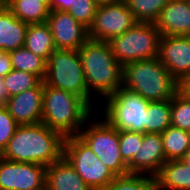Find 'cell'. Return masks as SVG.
I'll return each instance as SVG.
<instances>
[{"label":"cell","mask_w":190,"mask_h":190,"mask_svg":"<svg viewBox=\"0 0 190 190\" xmlns=\"http://www.w3.org/2000/svg\"><path fill=\"white\" fill-rule=\"evenodd\" d=\"M165 162L161 133H143L138 152L127 168L129 173L156 176Z\"/></svg>","instance_id":"5bb4252c"},{"label":"cell","mask_w":190,"mask_h":190,"mask_svg":"<svg viewBox=\"0 0 190 190\" xmlns=\"http://www.w3.org/2000/svg\"><path fill=\"white\" fill-rule=\"evenodd\" d=\"M27 28V23L16 18L3 2L0 4V51L22 48Z\"/></svg>","instance_id":"ac0fdd59"},{"label":"cell","mask_w":190,"mask_h":190,"mask_svg":"<svg viewBox=\"0 0 190 190\" xmlns=\"http://www.w3.org/2000/svg\"><path fill=\"white\" fill-rule=\"evenodd\" d=\"M171 125V99L149 102L144 133H162Z\"/></svg>","instance_id":"cb8c5ba5"},{"label":"cell","mask_w":190,"mask_h":190,"mask_svg":"<svg viewBox=\"0 0 190 190\" xmlns=\"http://www.w3.org/2000/svg\"><path fill=\"white\" fill-rule=\"evenodd\" d=\"M181 160L190 166V149L184 154V156L181 158Z\"/></svg>","instance_id":"d590c367"},{"label":"cell","mask_w":190,"mask_h":190,"mask_svg":"<svg viewBox=\"0 0 190 190\" xmlns=\"http://www.w3.org/2000/svg\"><path fill=\"white\" fill-rule=\"evenodd\" d=\"M9 53L12 69L35 74L44 81L47 61L43 57L35 55L24 47Z\"/></svg>","instance_id":"603a6c76"},{"label":"cell","mask_w":190,"mask_h":190,"mask_svg":"<svg viewBox=\"0 0 190 190\" xmlns=\"http://www.w3.org/2000/svg\"><path fill=\"white\" fill-rule=\"evenodd\" d=\"M18 125L6 107L0 106V154L6 148Z\"/></svg>","instance_id":"4dcf8cb0"},{"label":"cell","mask_w":190,"mask_h":190,"mask_svg":"<svg viewBox=\"0 0 190 190\" xmlns=\"http://www.w3.org/2000/svg\"><path fill=\"white\" fill-rule=\"evenodd\" d=\"M47 167L0 157V190H46Z\"/></svg>","instance_id":"8fae6325"},{"label":"cell","mask_w":190,"mask_h":190,"mask_svg":"<svg viewBox=\"0 0 190 190\" xmlns=\"http://www.w3.org/2000/svg\"><path fill=\"white\" fill-rule=\"evenodd\" d=\"M10 71H12L10 53L0 51V77L4 78Z\"/></svg>","instance_id":"1f68e13d"},{"label":"cell","mask_w":190,"mask_h":190,"mask_svg":"<svg viewBox=\"0 0 190 190\" xmlns=\"http://www.w3.org/2000/svg\"><path fill=\"white\" fill-rule=\"evenodd\" d=\"M44 83L81 97L95 109L78 50L56 49L47 59Z\"/></svg>","instance_id":"5b68a950"},{"label":"cell","mask_w":190,"mask_h":190,"mask_svg":"<svg viewBox=\"0 0 190 190\" xmlns=\"http://www.w3.org/2000/svg\"><path fill=\"white\" fill-rule=\"evenodd\" d=\"M129 10L138 22L154 23L161 10L166 6V0H125Z\"/></svg>","instance_id":"484cf974"},{"label":"cell","mask_w":190,"mask_h":190,"mask_svg":"<svg viewBox=\"0 0 190 190\" xmlns=\"http://www.w3.org/2000/svg\"><path fill=\"white\" fill-rule=\"evenodd\" d=\"M103 100L105 105H102L104 112L101 119L104 118L118 131L144 133L150 101L122 86Z\"/></svg>","instance_id":"52a82bcc"},{"label":"cell","mask_w":190,"mask_h":190,"mask_svg":"<svg viewBox=\"0 0 190 190\" xmlns=\"http://www.w3.org/2000/svg\"><path fill=\"white\" fill-rule=\"evenodd\" d=\"M143 141L142 132L119 131V148L123 161L128 165Z\"/></svg>","instance_id":"f546056e"},{"label":"cell","mask_w":190,"mask_h":190,"mask_svg":"<svg viewBox=\"0 0 190 190\" xmlns=\"http://www.w3.org/2000/svg\"><path fill=\"white\" fill-rule=\"evenodd\" d=\"M46 190H92L62 156L46 169Z\"/></svg>","instance_id":"e0dca14e"},{"label":"cell","mask_w":190,"mask_h":190,"mask_svg":"<svg viewBox=\"0 0 190 190\" xmlns=\"http://www.w3.org/2000/svg\"><path fill=\"white\" fill-rule=\"evenodd\" d=\"M50 10V0H40Z\"/></svg>","instance_id":"74e56055"},{"label":"cell","mask_w":190,"mask_h":190,"mask_svg":"<svg viewBox=\"0 0 190 190\" xmlns=\"http://www.w3.org/2000/svg\"><path fill=\"white\" fill-rule=\"evenodd\" d=\"M63 156L92 190H105L116 177L77 135L64 138Z\"/></svg>","instance_id":"9c48e42d"},{"label":"cell","mask_w":190,"mask_h":190,"mask_svg":"<svg viewBox=\"0 0 190 190\" xmlns=\"http://www.w3.org/2000/svg\"><path fill=\"white\" fill-rule=\"evenodd\" d=\"M154 24L161 36H190V0L168 1Z\"/></svg>","instance_id":"2e32d148"},{"label":"cell","mask_w":190,"mask_h":190,"mask_svg":"<svg viewBox=\"0 0 190 190\" xmlns=\"http://www.w3.org/2000/svg\"><path fill=\"white\" fill-rule=\"evenodd\" d=\"M92 118L94 117H90L91 121L87 120L77 136L116 176L128 174L127 164L120 154L119 131L104 118L101 121L100 118L97 121L92 120Z\"/></svg>","instance_id":"ba28073f"},{"label":"cell","mask_w":190,"mask_h":190,"mask_svg":"<svg viewBox=\"0 0 190 190\" xmlns=\"http://www.w3.org/2000/svg\"><path fill=\"white\" fill-rule=\"evenodd\" d=\"M171 125L190 131V98L180 92L171 98Z\"/></svg>","instance_id":"83f0119b"},{"label":"cell","mask_w":190,"mask_h":190,"mask_svg":"<svg viewBox=\"0 0 190 190\" xmlns=\"http://www.w3.org/2000/svg\"><path fill=\"white\" fill-rule=\"evenodd\" d=\"M178 92L183 96L190 98V73L178 82Z\"/></svg>","instance_id":"d6a6232c"},{"label":"cell","mask_w":190,"mask_h":190,"mask_svg":"<svg viewBox=\"0 0 190 190\" xmlns=\"http://www.w3.org/2000/svg\"><path fill=\"white\" fill-rule=\"evenodd\" d=\"M47 24L56 49L78 50L88 40V28L66 11L50 10Z\"/></svg>","instance_id":"7c38bea8"},{"label":"cell","mask_w":190,"mask_h":190,"mask_svg":"<svg viewBox=\"0 0 190 190\" xmlns=\"http://www.w3.org/2000/svg\"><path fill=\"white\" fill-rule=\"evenodd\" d=\"M63 144L64 137L42 122L18 125L0 157L48 167L63 156Z\"/></svg>","instance_id":"6da1fadb"},{"label":"cell","mask_w":190,"mask_h":190,"mask_svg":"<svg viewBox=\"0 0 190 190\" xmlns=\"http://www.w3.org/2000/svg\"><path fill=\"white\" fill-rule=\"evenodd\" d=\"M122 87L146 100H170L178 92V82L156 57L123 66Z\"/></svg>","instance_id":"277c9868"},{"label":"cell","mask_w":190,"mask_h":190,"mask_svg":"<svg viewBox=\"0 0 190 190\" xmlns=\"http://www.w3.org/2000/svg\"><path fill=\"white\" fill-rule=\"evenodd\" d=\"M78 53L91 95L98 94L105 99L122 86L123 67L115 59L108 42L89 39Z\"/></svg>","instance_id":"7a4b0ae2"},{"label":"cell","mask_w":190,"mask_h":190,"mask_svg":"<svg viewBox=\"0 0 190 190\" xmlns=\"http://www.w3.org/2000/svg\"><path fill=\"white\" fill-rule=\"evenodd\" d=\"M10 98L8 89L6 88L3 77H0V106H5Z\"/></svg>","instance_id":"e575fe53"},{"label":"cell","mask_w":190,"mask_h":190,"mask_svg":"<svg viewBox=\"0 0 190 190\" xmlns=\"http://www.w3.org/2000/svg\"><path fill=\"white\" fill-rule=\"evenodd\" d=\"M98 4L94 0H72L70 13L78 22L89 28L94 20Z\"/></svg>","instance_id":"f1b7e54d"},{"label":"cell","mask_w":190,"mask_h":190,"mask_svg":"<svg viewBox=\"0 0 190 190\" xmlns=\"http://www.w3.org/2000/svg\"><path fill=\"white\" fill-rule=\"evenodd\" d=\"M98 5H103V4H109V3H115L120 0H94Z\"/></svg>","instance_id":"8d00e7d4"},{"label":"cell","mask_w":190,"mask_h":190,"mask_svg":"<svg viewBox=\"0 0 190 190\" xmlns=\"http://www.w3.org/2000/svg\"><path fill=\"white\" fill-rule=\"evenodd\" d=\"M23 47L47 61L56 50L49 25L47 23L28 24Z\"/></svg>","instance_id":"ffe728a7"},{"label":"cell","mask_w":190,"mask_h":190,"mask_svg":"<svg viewBox=\"0 0 190 190\" xmlns=\"http://www.w3.org/2000/svg\"><path fill=\"white\" fill-rule=\"evenodd\" d=\"M105 190H159L156 176L128 173L119 175Z\"/></svg>","instance_id":"d4e9b609"},{"label":"cell","mask_w":190,"mask_h":190,"mask_svg":"<svg viewBox=\"0 0 190 190\" xmlns=\"http://www.w3.org/2000/svg\"><path fill=\"white\" fill-rule=\"evenodd\" d=\"M42 123L59 132L64 138L76 136L96 110L81 97L48 86L43 89Z\"/></svg>","instance_id":"3957f363"},{"label":"cell","mask_w":190,"mask_h":190,"mask_svg":"<svg viewBox=\"0 0 190 190\" xmlns=\"http://www.w3.org/2000/svg\"><path fill=\"white\" fill-rule=\"evenodd\" d=\"M157 58L179 82L190 73V36H161Z\"/></svg>","instance_id":"4fadbf2b"},{"label":"cell","mask_w":190,"mask_h":190,"mask_svg":"<svg viewBox=\"0 0 190 190\" xmlns=\"http://www.w3.org/2000/svg\"><path fill=\"white\" fill-rule=\"evenodd\" d=\"M3 79L10 97L35 88L42 82L35 74L15 69H12Z\"/></svg>","instance_id":"4316f807"},{"label":"cell","mask_w":190,"mask_h":190,"mask_svg":"<svg viewBox=\"0 0 190 190\" xmlns=\"http://www.w3.org/2000/svg\"><path fill=\"white\" fill-rule=\"evenodd\" d=\"M161 34L154 23L137 22L122 35L108 41L115 59L124 65L158 56Z\"/></svg>","instance_id":"8992f818"},{"label":"cell","mask_w":190,"mask_h":190,"mask_svg":"<svg viewBox=\"0 0 190 190\" xmlns=\"http://www.w3.org/2000/svg\"><path fill=\"white\" fill-rule=\"evenodd\" d=\"M166 160H180L190 149V131L170 125L161 133Z\"/></svg>","instance_id":"7402d4cb"},{"label":"cell","mask_w":190,"mask_h":190,"mask_svg":"<svg viewBox=\"0 0 190 190\" xmlns=\"http://www.w3.org/2000/svg\"><path fill=\"white\" fill-rule=\"evenodd\" d=\"M138 21L125 0L98 5L92 25L88 28L89 39L108 42L122 35Z\"/></svg>","instance_id":"30bf717a"},{"label":"cell","mask_w":190,"mask_h":190,"mask_svg":"<svg viewBox=\"0 0 190 190\" xmlns=\"http://www.w3.org/2000/svg\"><path fill=\"white\" fill-rule=\"evenodd\" d=\"M13 15L27 24L47 23L49 9L40 0H3Z\"/></svg>","instance_id":"44dd1931"},{"label":"cell","mask_w":190,"mask_h":190,"mask_svg":"<svg viewBox=\"0 0 190 190\" xmlns=\"http://www.w3.org/2000/svg\"><path fill=\"white\" fill-rule=\"evenodd\" d=\"M44 81L37 87L12 96L6 102V109L19 125L42 122Z\"/></svg>","instance_id":"9a60e30c"},{"label":"cell","mask_w":190,"mask_h":190,"mask_svg":"<svg viewBox=\"0 0 190 190\" xmlns=\"http://www.w3.org/2000/svg\"><path fill=\"white\" fill-rule=\"evenodd\" d=\"M72 0H50V10L67 11Z\"/></svg>","instance_id":"836d02e7"},{"label":"cell","mask_w":190,"mask_h":190,"mask_svg":"<svg viewBox=\"0 0 190 190\" xmlns=\"http://www.w3.org/2000/svg\"><path fill=\"white\" fill-rule=\"evenodd\" d=\"M159 190H190V166L180 160H168L156 175Z\"/></svg>","instance_id":"d6986e66"}]
</instances>
